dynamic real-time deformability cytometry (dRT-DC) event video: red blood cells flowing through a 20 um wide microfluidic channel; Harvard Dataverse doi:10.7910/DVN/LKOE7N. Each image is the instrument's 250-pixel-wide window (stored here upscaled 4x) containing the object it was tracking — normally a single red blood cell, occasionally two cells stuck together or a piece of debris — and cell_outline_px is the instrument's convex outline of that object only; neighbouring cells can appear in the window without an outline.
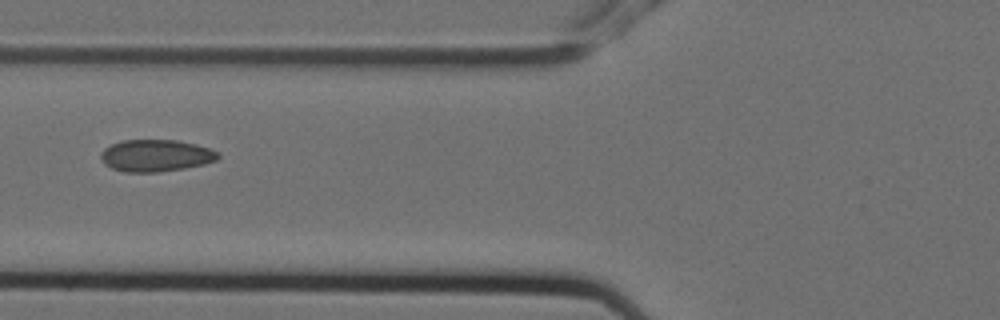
{"species": "Egyptian fruit bat (a non-hibernating species)", "species_latin": "Rousettus aegyptiacus", "temperature_condition": "cold", "stored_images_in_passage": 5, "camera_frame_rate_fps": 3000, "um_per_image_px": 0.085, "animal": {"sex": "female"}, "frame": {"image": 1, "passage_image": 2, "time_ms": 0.333, "image_size_px": [1000, 320], "cell_outline_px": [[220, 156], [216, 160], [204, 164], [184, 168], [160, 172], [124, 172], [112, 168], [104, 164], [100, 160], [100, 152], [104, 148], [120, 140], [176, 140], [196, 144], [220, 152]], "centroid_in_image_um": [13.22, 13.22], "position_along_channel_um": 112.6, "area_um2": 22.02}}
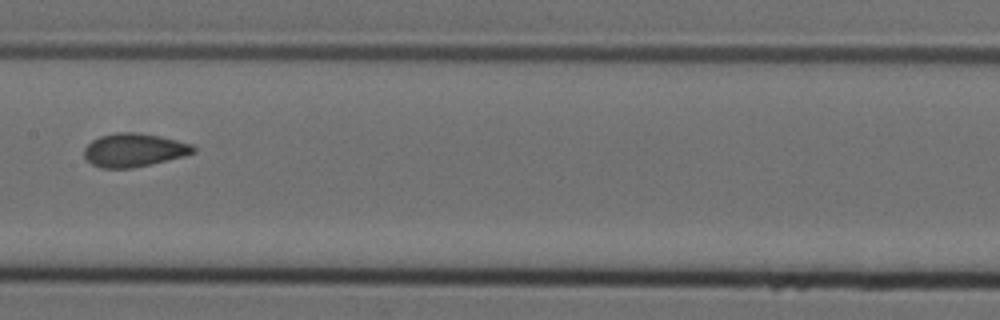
{"frame": {"image": 2, "passage_image": 4, "time_ms": 1.0, "image_size_px": [1000, 320], "cell_outline_px": [[196, 152], [184, 156], [132, 168], [100, 168], [92, 164], [84, 156], [84, 148], [92, 140], [100, 136], [116, 132], [132, 132], [160, 136], [192, 144], [196, 148]], "centroid_in_image_um": [11.38, 12.75], "position_along_channel_um": 196.0, "area_um2": 21.15}}
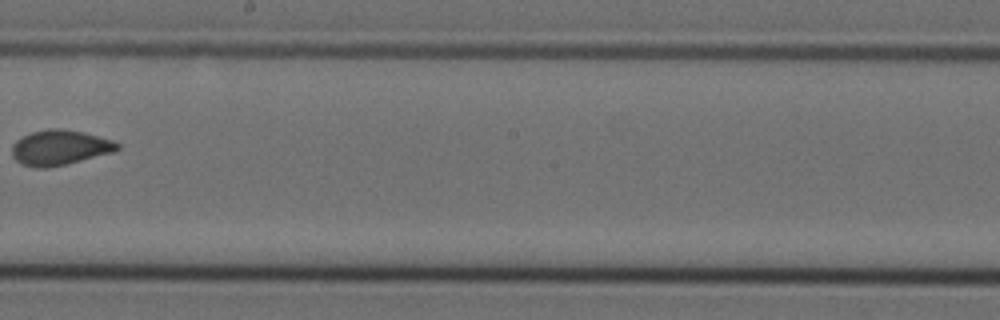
{"frame": {"image": 3, "passage_image": 5, "time_ms": 1.333, "image_size_px": [1000, 320], "cell_outline_px": [[120, 148], [112, 152], [64, 164], [44, 168], [36, 168], [20, 164], [12, 156], [12, 144], [16, 140], [32, 132], [48, 128], [60, 128], [84, 132], [112, 140], [120, 144]], "centroid_in_image_um": [5.05, 12.53], "position_along_channel_um": 243.2, "area_um2": 21.39}}